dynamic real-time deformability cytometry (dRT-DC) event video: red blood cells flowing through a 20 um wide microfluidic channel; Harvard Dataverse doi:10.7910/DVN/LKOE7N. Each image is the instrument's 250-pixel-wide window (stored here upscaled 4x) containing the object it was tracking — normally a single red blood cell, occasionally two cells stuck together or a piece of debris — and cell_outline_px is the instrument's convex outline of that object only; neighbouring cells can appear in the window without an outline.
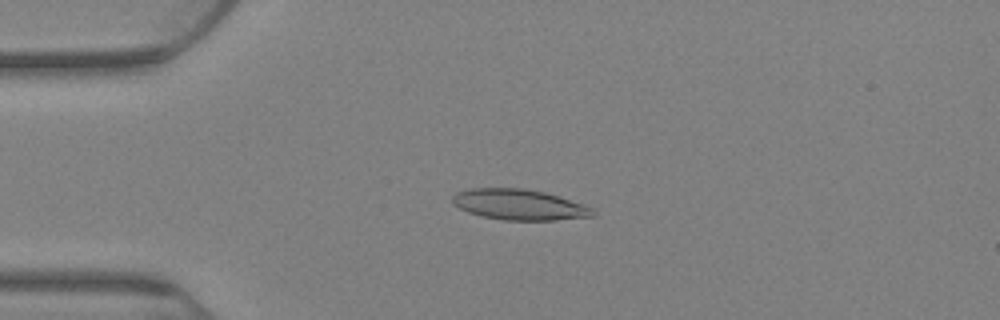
{"species": "Egyptian fruit bat (a non-hibernating species)", "species_latin": "Rousettus aegyptiacus", "temperature_condition": "warm", "stored_images_in_passage": 60, "camera_frame_rate_fps": 3000, "um_per_image_px": 0.085, "animal": {"sex": "female"}, "frame": {"image": 1, "passage_image": 1, "time_ms": 0.0, "image_size_px": [1000, 320], "cell_outline_px": [[596, 216], [556, 220], [504, 220], [484, 216], [468, 212], [452, 204], [452, 196], [456, 192], [472, 188], [524, 188], [544, 192], [584, 204], [592, 208], [596, 212]], "centroid_in_image_um": [44.15, 17.39], "position_along_channel_um": 40.9, "area_um2": 25.09}}
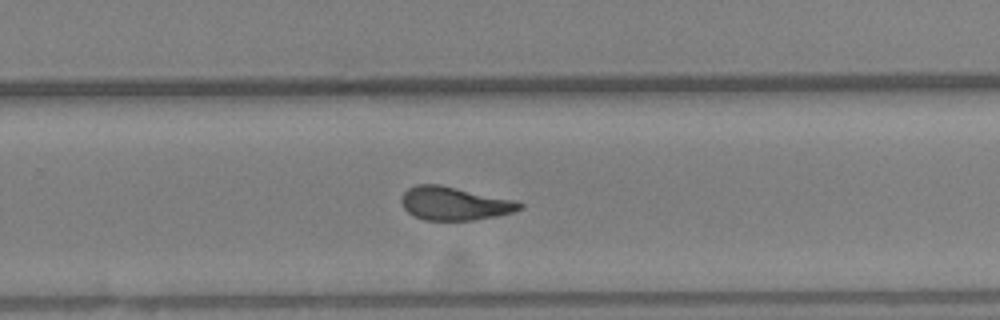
{"frame": {"image": 2, "passage_image": 33, "time_ms": 10.667, "image_size_px": [1000, 320], "cell_outline_px": [[524, 208], [512, 212], [496, 216], [472, 220], [424, 220], [412, 216], [404, 208], [400, 200], [404, 192], [408, 188], [416, 184], [440, 184], [516, 200], [524, 204]], "centroid_in_image_um": [38.62, 17.29], "position_along_channel_um": 291.2, "area_um2": 23.18}}
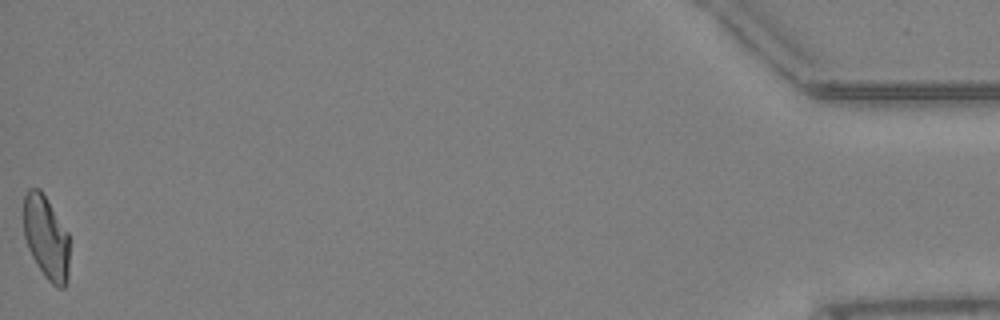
{"frame": {"image": 3, "passage_image": 60, "time_ms": 19.667, "image_size_px": [1000, 320], "cell_outline_px": [[68, 280], [64, 288], [60, 288], [52, 284], [44, 276], [36, 264], [28, 248], [24, 236], [24, 196], [28, 188], [40, 188], [68, 232]], "centroid_in_image_um": [3.92, 20.19], "position_along_channel_um": 431.3, "area_um2": 22.31}, "authors_computed_cell_mechanics": {"area_um2": 23.3512, "velocity_mm_per_s": 2.6252, "shape_relaxation_time_tau1_ms": null, "shape_relaxation_time_tau2_ms": 2.8442, "deformation_change_tau1": null, "deformation_change_tau2": 0.0876}}